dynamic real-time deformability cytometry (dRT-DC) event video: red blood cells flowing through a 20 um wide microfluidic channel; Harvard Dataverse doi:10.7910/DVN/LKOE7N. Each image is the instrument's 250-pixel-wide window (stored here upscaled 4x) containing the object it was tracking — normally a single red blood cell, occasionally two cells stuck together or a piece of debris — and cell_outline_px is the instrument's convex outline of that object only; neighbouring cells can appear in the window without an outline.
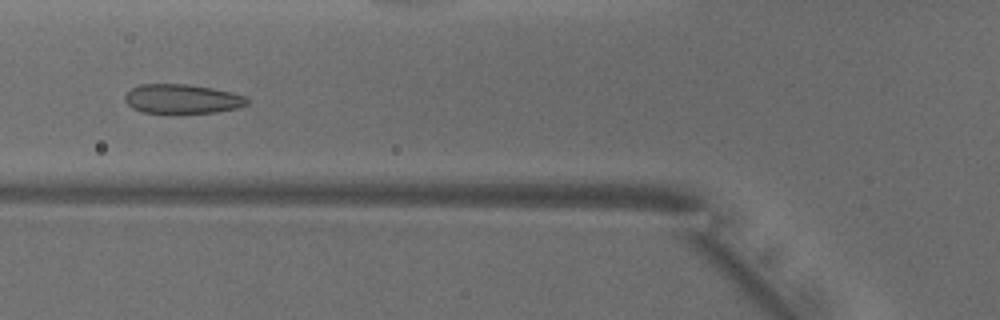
{"species": "common noctule bat (a hibernating species)", "species_latin": "Nyctalus noctula", "temperature_condition": "warm", "stored_images_in_passage": 49, "camera_frame_rate_fps": 3000, "um_per_image_px": 0.085, "animal": {"sex": "male", "body_mass_g": 18.8}, "frame": {"image": 1, "passage_image": 17, "time_ms": 5.333, "image_size_px": [1000, 320], "cell_outline_px": [[248, 104], [240, 108], [216, 112], [144, 112], [132, 108], [124, 100], [124, 96], [132, 88], [140, 84], [188, 84], [212, 88], [232, 92], [244, 96], [248, 100]], "centroid_in_image_um": [15.5, 8.39], "position_along_channel_um": 110.3, "area_um2": 20.69}}
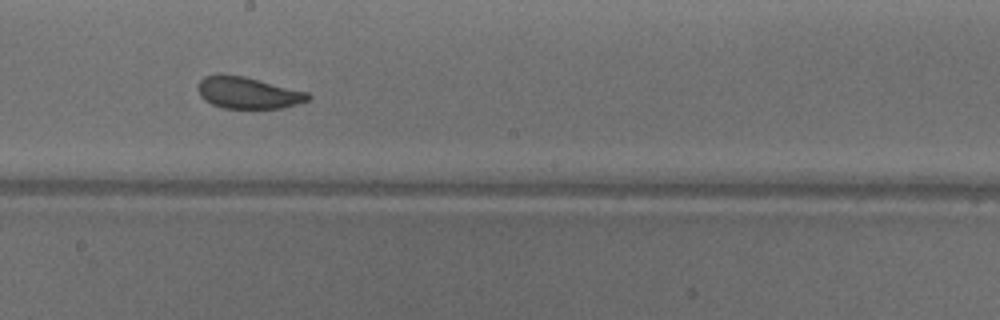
{"frame": {"image": 2, "passage_image": 26, "time_ms": 8.333, "image_size_px": [1000, 320], "cell_outline_px": [[312, 96], [308, 100], [296, 104], [280, 108], [224, 108], [212, 104], [204, 100], [200, 96], [200, 80], [204, 76], [216, 72], [244, 76], [308, 92]], "centroid_in_image_um": [21.06, 7.86], "position_along_channel_um": 227.1, "area_um2": 20.35}}
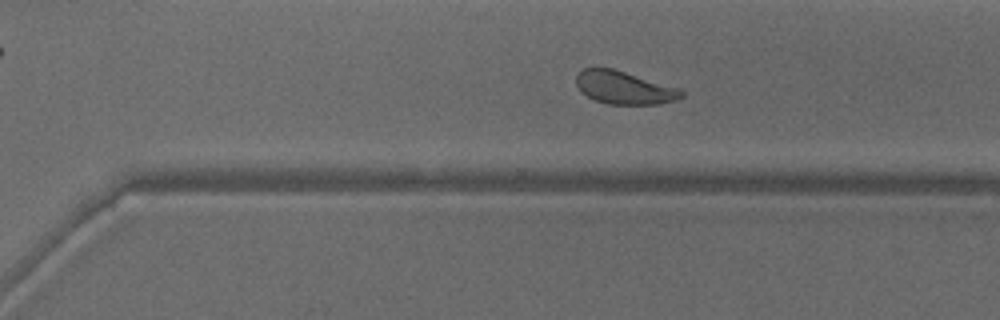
{"frame": {"image": 3, "passage_image": 33, "time_ms": 10.667, "image_size_px": [1000, 320], "cell_outline_px": [[684, 96], [680, 100], [660, 104], [608, 104], [596, 100], [580, 92], [576, 84], [576, 76], [584, 68], [612, 68], [676, 88], [684, 92]], "centroid_in_image_um": [53.05, 7.47], "position_along_channel_um": 317.6, "area_um2": 19.94}, "authors_computed_cell_mechanics": {"area_um2": 21.675, "velocity_mm_per_s": 3.8891, "shape_relaxation_time_tau1_ms": 3.25, "shape_relaxation_time_tau2_ms": 1.0568, "deformation_change_tau1": 0.0939, "deformation_change_tau2": 0.0822}}